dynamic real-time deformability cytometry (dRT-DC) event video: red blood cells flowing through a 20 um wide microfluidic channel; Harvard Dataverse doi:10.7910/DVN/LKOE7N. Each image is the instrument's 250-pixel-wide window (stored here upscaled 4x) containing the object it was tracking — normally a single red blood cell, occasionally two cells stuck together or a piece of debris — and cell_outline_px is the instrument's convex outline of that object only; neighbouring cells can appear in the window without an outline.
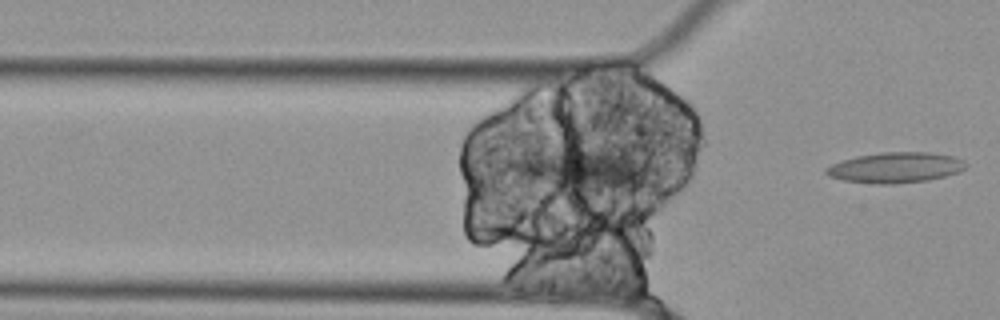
{"species": "Egyptian fruit bat (a non-hibernating species)", "species_latin": "Rousettus aegyptiacus", "temperature_condition": "cold", "stored_images_in_passage": 15, "camera_frame_rate_fps": 3000, "um_per_image_px": 0.085, "animal": {"sex": "female"}, "frame": {"image": 1, "passage_image": 15, "time_ms": 4.667, "image_size_px": [1000, 320], "cell_outline_px": [[968, 164], [960, 172], [944, 176], [924, 180], [892, 184], [876, 184], [844, 180], [828, 176], [824, 172], [824, 168], [840, 160], [856, 156], [880, 152], [932, 152], [952, 156]], "centroid_in_image_um": [76.06, 14.23], "position_along_channel_um": 49.7, "area_um2": 24.8}}